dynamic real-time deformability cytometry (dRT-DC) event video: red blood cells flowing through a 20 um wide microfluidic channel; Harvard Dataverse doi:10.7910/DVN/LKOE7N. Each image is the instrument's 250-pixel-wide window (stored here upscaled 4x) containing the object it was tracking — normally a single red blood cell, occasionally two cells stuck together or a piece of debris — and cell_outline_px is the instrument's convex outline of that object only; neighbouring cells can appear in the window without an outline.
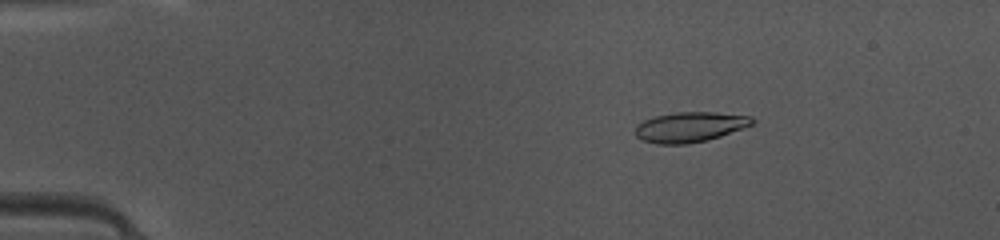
{"species": "common noctule bat (a hibernating species)", "species_latin": "Nyctalus noctula", "temperature_condition": "warm", "stored_images_in_passage": 48, "camera_frame_rate_fps": 3000, "um_per_image_px": 0.085, "animal": {"sex": "female", "body_mass_g": 10.0, "forearm_length_mm": 53.1}, "frame": {"image": 1, "passage_image": 8, "time_ms": 2.333, "image_size_px": [1000, 240], "cell_outline_px": [[756, 120], [752, 124], [744, 128], [708, 140], [688, 144], [656, 144], [644, 140], [636, 136], [636, 124], [644, 120], [656, 116], [676, 112], [716, 112], [752, 116]], "centroid_in_image_um": [58.67, 10.79], "position_along_channel_um": 26.3, "area_um2": 20.58}}
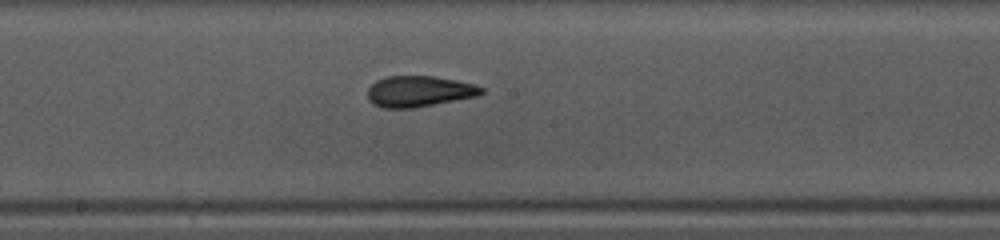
{"frame": {"image": 2, "passage_image": 26, "time_ms": 8.333, "image_size_px": [1000, 240], "cell_outline_px": [[484, 92], [476, 96], [412, 108], [384, 108], [372, 104], [368, 100], [368, 88], [376, 80], [388, 76], [432, 76], [456, 80], [476, 84], [484, 88]], "centroid_in_image_um": [35.6, 7.76], "position_along_channel_um": 212.6, "area_um2": 20.46}}
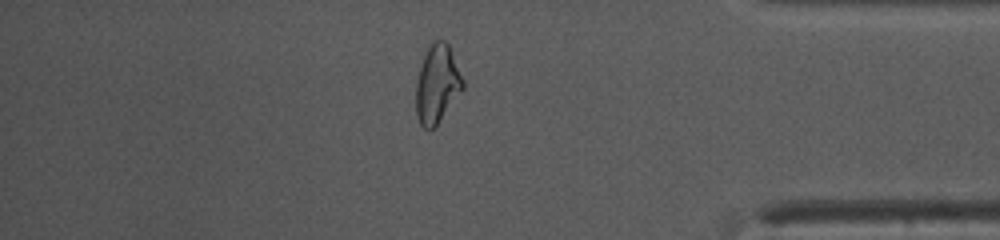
{"frame": {"image": 3, "passage_image": 41, "time_ms": 13.333, "image_size_px": [1000, 240], "cell_outline_px": [[464, 88], [436, 124], [428, 132], [420, 124], [416, 116], [416, 80], [424, 56], [428, 48], [436, 40], [444, 40], [448, 44], [464, 80]], "centroid_in_image_um": [37.15, 7.16], "position_along_channel_um": 398.1, "area_um2": 21.04}, "authors_computed_cell_mechanics": {"area_um2": 20.4034, "velocity_mm_per_s": 4.1907, "shape_relaxation_time_tau1_ms": 10.3385, "shape_relaxation_time_tau2_ms": 1.3828, "deformation_change_tau1": 0.2607, "deformation_change_tau2": 0.0757}}